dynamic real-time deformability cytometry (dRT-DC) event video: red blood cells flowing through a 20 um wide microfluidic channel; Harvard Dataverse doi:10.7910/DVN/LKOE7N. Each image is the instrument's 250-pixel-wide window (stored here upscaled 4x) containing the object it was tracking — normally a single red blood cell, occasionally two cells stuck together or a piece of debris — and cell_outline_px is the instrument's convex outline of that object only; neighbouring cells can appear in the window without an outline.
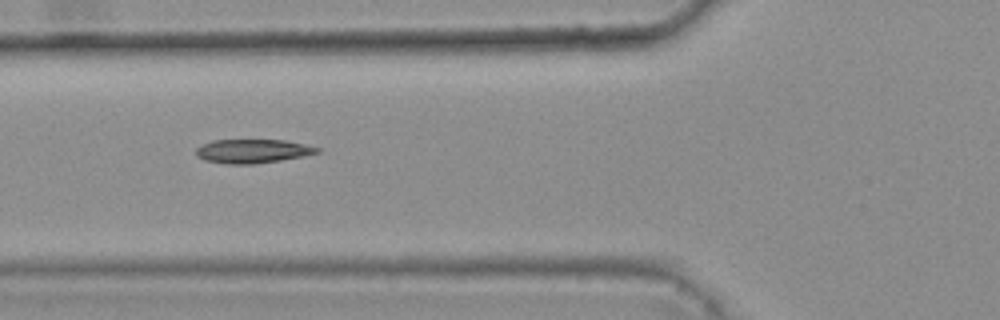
{"species": "common noctule bat (a hibernating species)", "species_latin": "Nyctalus noctula", "temperature_condition": "warm", "stored_images_in_passage": 8, "camera_frame_rate_fps": 3000, "um_per_image_px": 0.085, "animal": {"sex": "female", "body_mass_g": 25.1}, "frame": {"image": 1, "passage_image": 4, "time_ms": 1.0, "image_size_px": [1000, 320], "cell_outline_px": [[320, 152], [304, 156], [280, 160], [252, 164], [228, 164], [204, 160], [196, 156], [196, 148], [212, 140], [284, 140], [304, 144], [320, 148]], "centroid_in_image_um": [21.46, 12.84], "position_along_channel_um": 104.3, "area_um2": 16.76}}
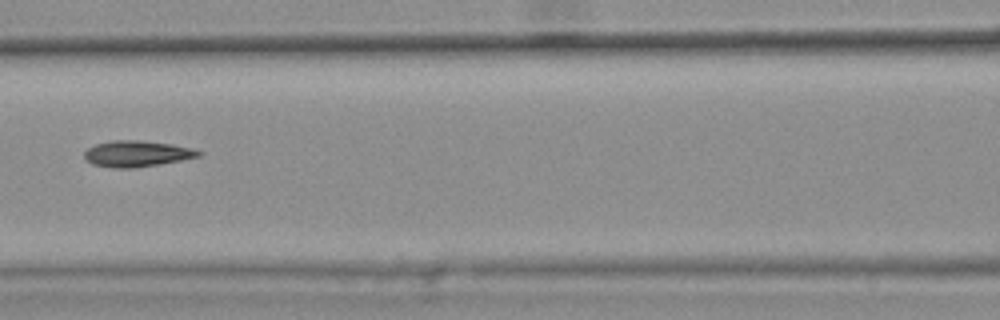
{"frame": {"image": 2, "passage_image": 5, "time_ms": 1.333, "image_size_px": [1000, 320], "cell_outline_px": [[204, 152], [200, 156], [180, 160], [136, 168], [112, 168], [92, 164], [84, 156], [84, 152], [88, 148], [96, 144], [112, 140], [140, 140], [172, 144]], "centroid_in_image_um": [11.61, 13.06], "position_along_channel_um": 155.0, "area_um2": 17.22}}